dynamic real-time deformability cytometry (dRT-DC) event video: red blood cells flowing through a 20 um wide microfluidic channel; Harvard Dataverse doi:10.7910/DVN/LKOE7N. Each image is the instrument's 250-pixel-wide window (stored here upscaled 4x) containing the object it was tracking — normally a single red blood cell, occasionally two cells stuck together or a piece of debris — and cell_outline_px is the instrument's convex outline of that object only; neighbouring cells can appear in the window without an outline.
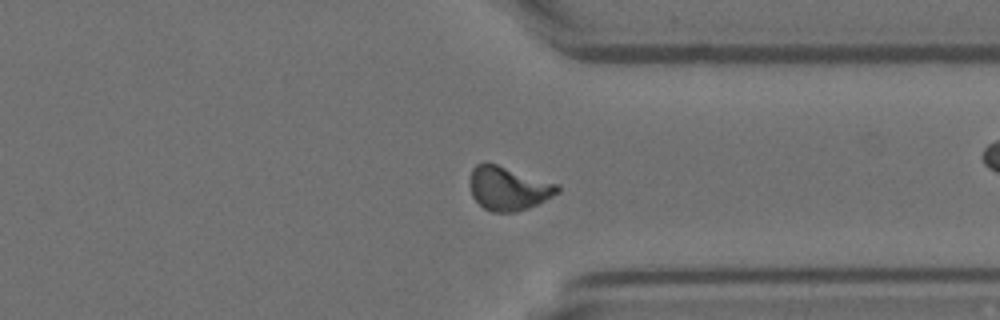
{"species": "Egyptian fruit bat (a non-hibernating species)", "species_latin": "Rousettus aegyptiacus", "temperature_condition": "room temperature", "stored_images_in_passage": 40, "camera_frame_rate_fps": 3000, "um_per_image_px": 0.085, "animal": {"sex": "female"}, "frame": {"image": 1, "passage_image": 39, "time_ms": 12.667, "image_size_px": [1000, 320], "cell_outline_px": [[560, 192], [528, 208], [516, 212], [492, 212], [484, 208], [472, 196], [468, 180], [472, 168], [476, 164], [496, 164], [560, 184]], "centroid_in_image_um": [43.2, 16.01], "position_along_channel_um": 368.2, "area_um2": 22.31}}